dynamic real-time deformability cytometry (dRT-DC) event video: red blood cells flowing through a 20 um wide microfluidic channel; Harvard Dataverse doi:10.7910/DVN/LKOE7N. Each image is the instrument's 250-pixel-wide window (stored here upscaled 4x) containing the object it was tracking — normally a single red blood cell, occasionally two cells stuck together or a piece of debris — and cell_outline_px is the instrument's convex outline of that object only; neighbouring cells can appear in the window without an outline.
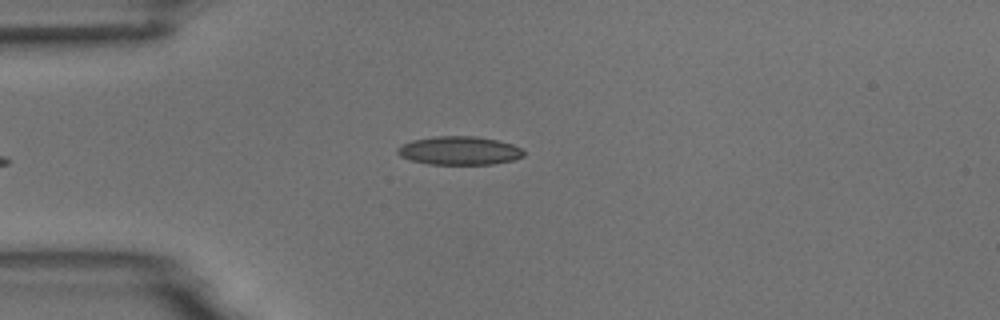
{"species": "common noctule bat (a hibernating species)", "species_latin": "Nyctalus noctula", "temperature_condition": "room temperature", "stored_images_in_passage": 6, "camera_frame_rate_fps": 3000, "um_per_image_px": 0.085, "animal": {"sex": "male", "body_mass_g": 18.8}, "frame": {"image": 1, "passage_image": 6, "time_ms": 5.667, "image_size_px": [1000, 320], "cell_outline_px": [[524, 156], [512, 160], [492, 164], [428, 164], [412, 160], [400, 156], [396, 152], [396, 148], [412, 140], [436, 136], [476, 136], [496, 140], [512, 144], [520, 148], [524, 152]], "centroid_in_image_um": [39.03, 12.8], "position_along_channel_um": 46.0, "area_um2": 20.81}}